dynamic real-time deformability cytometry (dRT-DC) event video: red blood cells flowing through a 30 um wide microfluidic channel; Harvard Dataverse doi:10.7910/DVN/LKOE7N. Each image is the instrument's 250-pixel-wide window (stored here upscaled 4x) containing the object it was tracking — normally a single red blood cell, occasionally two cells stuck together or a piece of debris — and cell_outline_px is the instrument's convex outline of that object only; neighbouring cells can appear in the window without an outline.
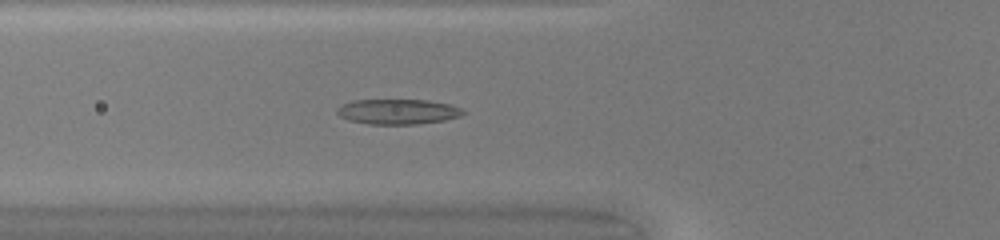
{"species": "common noctule bat (a hibernating species)", "species_latin": "Nyctalus noctula", "temperature_condition": "warm", "stored_images_in_passage": 35, "camera_frame_rate_fps": 3000, "um_per_image_px": 0.085, "animal": {"sex": "female", "body_mass_g": 20.0, "forearm_length_mm": 54.0}, "frame": {"image": 1, "passage_image": 5, "time_ms": 1.333, "image_size_px": [1000, 240], "cell_outline_px": [[464, 112], [460, 116], [444, 120], [416, 124], [368, 124], [348, 120], [340, 116], [336, 112], [336, 108], [352, 100], [428, 100], [448, 104], [460, 108]], "centroid_in_image_um": [33.77, 9.49], "position_along_channel_um": 92.0, "area_um2": 18.32}}
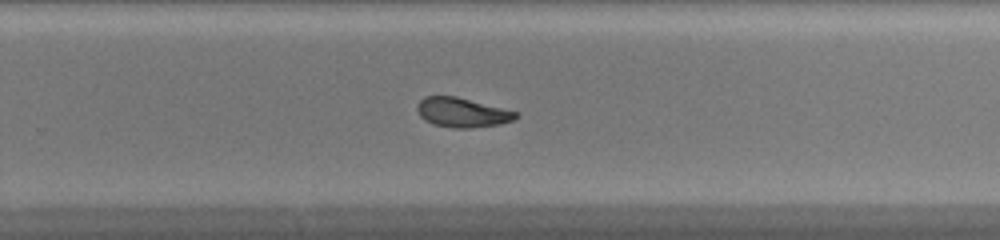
{"frame": {"image": 2, "passage_image": 19, "time_ms": 6.0, "image_size_px": [1000, 240], "cell_outline_px": [[520, 116], [512, 120], [500, 124], [468, 128], [452, 128], [432, 124], [424, 120], [420, 116], [416, 108], [416, 104], [424, 96], [456, 96], [520, 112]], "centroid_in_image_um": [39.28, 9.56], "position_along_channel_um": 290.5, "area_um2": 17.17}}
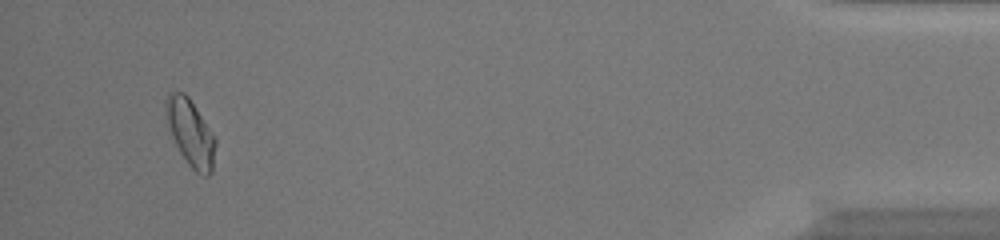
{"frame": {"image": 3, "passage_image": 33, "time_ms": 10.667, "image_size_px": [1000, 240], "cell_outline_px": [[216, 144], [212, 172], [208, 176], [204, 176], [196, 172], [188, 164], [180, 152], [168, 128], [164, 104], [164, 100], [168, 92], [184, 92], [188, 96], [216, 136]], "centroid_in_image_um": [16.2, 11.27], "position_along_channel_um": 419.0, "area_um2": 19.48}, "authors_computed_cell_mechanics": {"area_um2": 17.629, "velocity_mm_per_s": 4.2492, "shape_relaxation_time_tau1_ms": 7.1385, "shape_relaxation_time_tau2_ms": 1.6148, "deformation_change_tau1": 0.2038, "deformation_change_tau2": 0.0781}}